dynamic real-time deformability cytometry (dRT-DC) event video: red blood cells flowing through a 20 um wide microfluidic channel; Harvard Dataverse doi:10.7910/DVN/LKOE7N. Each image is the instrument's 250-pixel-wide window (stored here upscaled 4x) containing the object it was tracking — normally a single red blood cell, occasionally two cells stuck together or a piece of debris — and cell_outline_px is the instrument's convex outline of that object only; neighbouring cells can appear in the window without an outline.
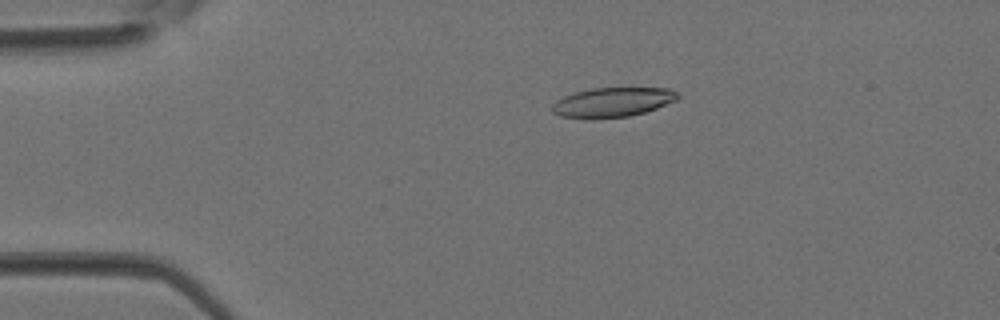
{"species": "Egyptian fruit bat (a non-hibernating species)", "species_latin": "Rousettus aegyptiacus", "temperature_condition": "room temperature", "stored_images_in_passage": 4, "camera_frame_rate_fps": 3000, "um_per_image_px": 0.085, "animal": {"sex": "female"}, "frame": {"image": 1, "passage_image": 2, "time_ms": 0.333, "image_size_px": [1000, 320], "cell_outline_px": [[680, 96], [676, 100], [656, 108], [644, 112], [628, 116], [560, 116], [552, 112], [552, 104], [556, 100], [564, 96], [576, 92], [592, 88], [668, 88], [676, 92]], "centroid_in_image_um": [52.1, 8.64], "position_along_channel_um": 32.9, "area_um2": 20.75}}